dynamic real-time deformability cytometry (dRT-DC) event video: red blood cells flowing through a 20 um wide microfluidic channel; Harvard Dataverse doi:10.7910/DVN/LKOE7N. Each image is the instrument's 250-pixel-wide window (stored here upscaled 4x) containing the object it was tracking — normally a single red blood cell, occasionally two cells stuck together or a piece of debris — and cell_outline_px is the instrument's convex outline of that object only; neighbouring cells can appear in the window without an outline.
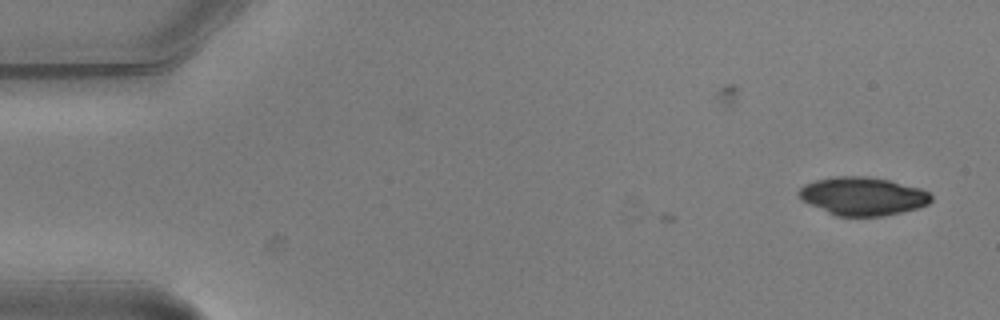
{"species": "common noctule bat (a hibernating species)", "species_latin": "Nyctalus noctula", "temperature_condition": "warm", "stored_images_in_passage": 3, "camera_frame_rate_fps": 3000, "um_per_image_px": 0.085, "animal": {"sex": "male", "body_mass_g": 20.5, "forearm_length_mm": 52.5}, "frame": {"image": 1, "passage_image": 3, "time_ms": 0.667, "image_size_px": [1000, 320], "cell_outline_px": [[932, 200], [928, 204], [916, 208], [884, 216], [836, 216], [804, 200], [796, 192], [804, 184], [816, 180], [832, 176], [868, 176], [888, 180], [920, 188], [928, 192], [932, 196]], "centroid_in_image_um": [73.34, 16.66], "position_along_channel_um": 11.7, "area_um2": 29.19}}